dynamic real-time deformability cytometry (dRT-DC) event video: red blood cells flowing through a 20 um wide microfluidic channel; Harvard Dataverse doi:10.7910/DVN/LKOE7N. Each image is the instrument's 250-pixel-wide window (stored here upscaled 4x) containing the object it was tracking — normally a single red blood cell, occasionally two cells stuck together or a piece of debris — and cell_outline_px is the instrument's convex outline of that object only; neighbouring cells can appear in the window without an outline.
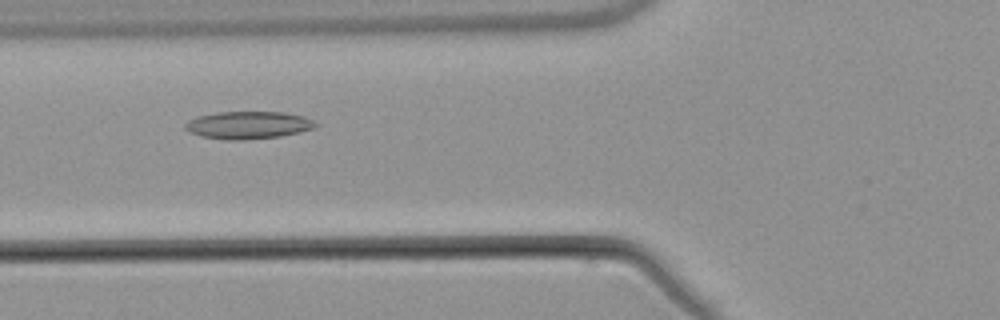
{"species": "common noctule bat (a hibernating species)", "species_latin": "Nyctalus noctula", "temperature_condition": "warm", "stored_images_in_passage": 3, "camera_frame_rate_fps": 3000, "um_per_image_px": 0.085, "animal": {"sex": "male", "body_mass_g": 21.5, "forearm_length_mm": 52.0}, "frame": {"image": 1, "passage_image": 2, "time_ms": 1.0, "image_size_px": [1000, 320], "cell_outline_px": [[320, 124], [316, 128], [300, 132], [280, 136], [244, 140], [228, 140], [200, 136], [188, 132], [184, 128], [184, 124], [188, 120], [196, 116], [216, 112], [284, 112], [304, 116]], "centroid_in_image_um": [21.09, 10.63], "position_along_channel_um": 104.7, "area_um2": 21.21}}
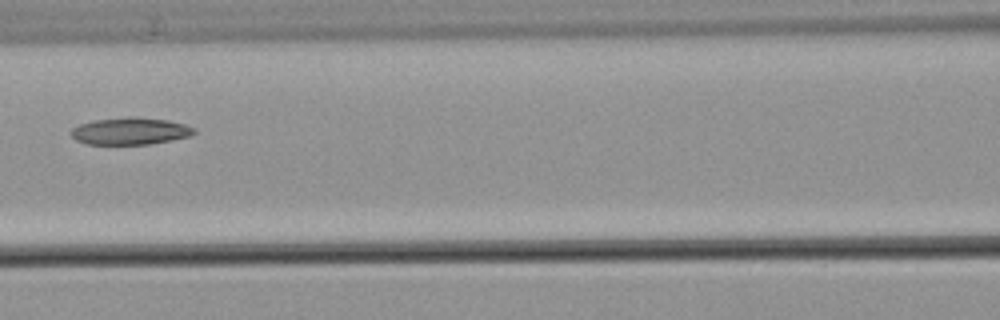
{"frame": {"image": 2, "passage_image": 3, "time_ms": 2.333, "image_size_px": [1000, 320], "cell_outline_px": [[196, 132], [192, 136], [172, 140], [148, 144], [84, 144], [76, 140], [68, 132], [72, 128], [80, 124], [92, 120], [128, 116], [136, 116], [168, 120], [184, 124], [196, 128]], "centroid_in_image_um": [11.06, 11.13], "position_along_channel_um": 155.5, "area_um2": 19.77}}